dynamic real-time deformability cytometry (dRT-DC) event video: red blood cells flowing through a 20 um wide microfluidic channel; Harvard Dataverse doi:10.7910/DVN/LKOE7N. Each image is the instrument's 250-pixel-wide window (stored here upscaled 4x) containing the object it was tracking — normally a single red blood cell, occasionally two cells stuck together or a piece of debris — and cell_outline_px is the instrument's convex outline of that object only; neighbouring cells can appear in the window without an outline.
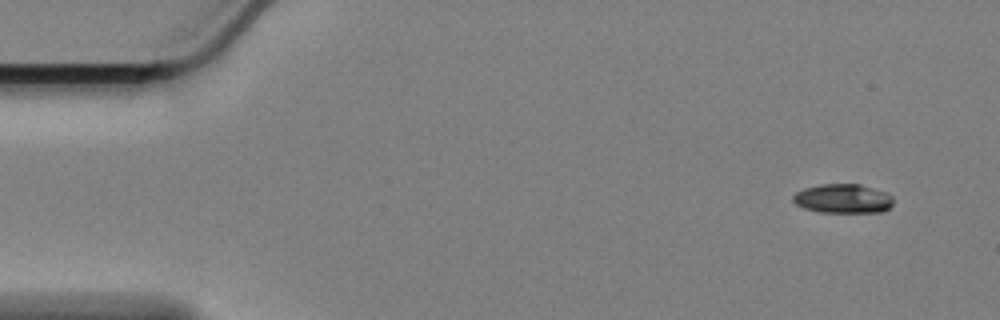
{"species": "Egyptian fruit bat (a non-hibernating species)", "species_latin": "Rousettus aegyptiacus", "temperature_condition": "cold", "stored_images_in_passage": 55, "camera_frame_rate_fps": 3000, "um_per_image_px": 0.085, "animal": {"sex": "female"}, "frame": {"image": 1, "passage_image": 1, "time_ms": 0.0, "image_size_px": [1000, 320], "cell_outline_px": [[892, 204], [888, 208], [880, 212], [820, 212], [804, 208], [796, 204], [792, 200], [792, 196], [796, 192], [804, 188], [820, 184], [860, 184], [888, 192], [892, 196]], "centroid_in_image_um": [71.65, 16.87], "position_along_channel_um": 13.4, "area_um2": 17.11}}
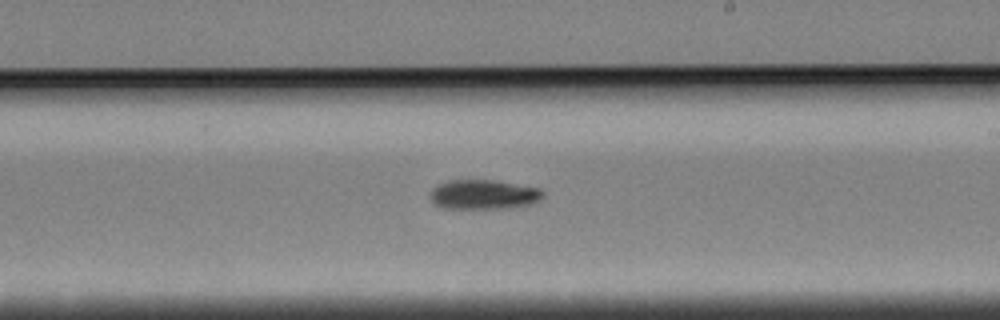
{"frame": {"image": 2, "passage_image": 31, "time_ms": 10.0, "image_size_px": [1000, 320], "cell_outline_px": [[544, 196], [532, 204], [508, 208], [444, 208], [436, 204], [432, 200], [432, 192], [440, 184], [452, 180], [488, 180], [540, 188], [544, 192]], "centroid_in_image_um": [41.17, 16.54], "position_along_channel_um": 247.8, "area_um2": 18.9}}
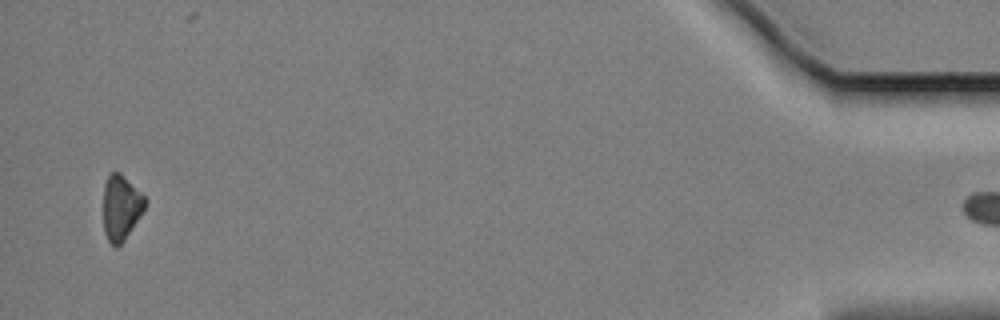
{"frame": {"image": 3, "passage_image": 54, "time_ms": 17.667, "image_size_px": [1000, 320], "cell_outline_px": [[148, 200], [140, 216], [124, 240], [116, 248], [108, 240], [104, 232], [104, 184], [108, 176], [112, 172], [120, 172]], "centroid_in_image_um": [10.28, 17.64], "position_along_channel_um": 424.9, "area_um2": 15.61}}